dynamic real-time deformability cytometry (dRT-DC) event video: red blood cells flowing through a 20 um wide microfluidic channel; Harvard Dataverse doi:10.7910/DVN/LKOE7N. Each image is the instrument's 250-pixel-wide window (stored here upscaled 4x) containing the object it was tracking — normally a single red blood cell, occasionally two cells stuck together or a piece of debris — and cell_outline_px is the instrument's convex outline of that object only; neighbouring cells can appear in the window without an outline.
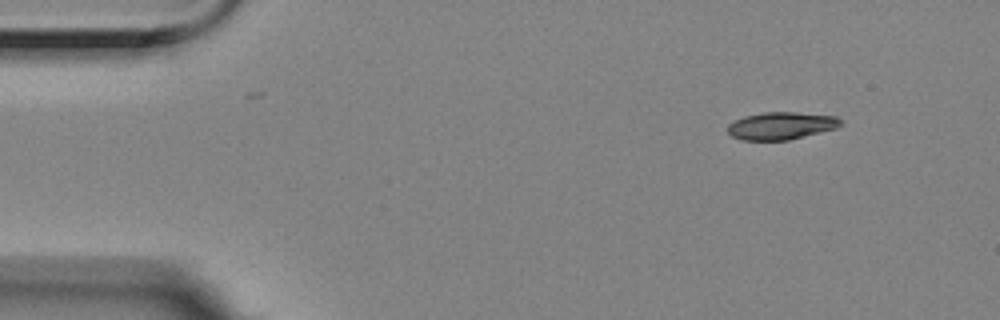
{"species": "Egyptian fruit bat (a non-hibernating species)", "species_latin": "Rousettus aegyptiacus", "temperature_condition": "room temperature", "stored_images_in_passage": 9, "camera_frame_rate_fps": 3000, "um_per_image_px": 0.085, "animal": {"sex": "female"}, "frame": {"image": 1, "passage_image": 1, "time_ms": 0.0, "image_size_px": [1000, 320], "cell_outline_px": [[844, 124], [836, 128], [788, 140], [744, 140], [732, 136], [728, 132], [728, 124], [744, 116], [764, 112], [796, 112], [836, 116]], "centroid_in_image_um": [66.41, 10.68], "position_along_channel_um": 18.6, "area_um2": 17.98}}